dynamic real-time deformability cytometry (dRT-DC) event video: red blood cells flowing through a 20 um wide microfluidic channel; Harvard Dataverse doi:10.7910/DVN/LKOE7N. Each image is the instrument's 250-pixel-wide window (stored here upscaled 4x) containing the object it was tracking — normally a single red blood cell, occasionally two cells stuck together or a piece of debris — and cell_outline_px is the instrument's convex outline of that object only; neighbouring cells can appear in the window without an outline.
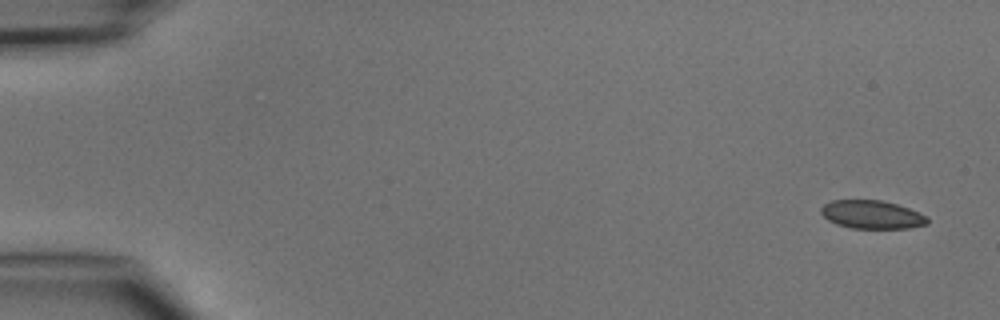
{"species": "common noctule bat (a hibernating species)", "species_latin": "Nyctalus noctula", "temperature_condition": "cold", "stored_images_in_passage": 6, "camera_frame_rate_fps": 3000, "um_per_image_px": 0.085, "animal": {"sex": "male", "body_mass_g": 15.6}, "frame": {"image": 1, "passage_image": 1, "time_ms": 0.0, "image_size_px": [1000, 320], "cell_outline_px": [[928, 224], [908, 228], [852, 228], [836, 224], [828, 220], [820, 212], [820, 208], [824, 204], [832, 200], [880, 200], [896, 204], [908, 208], [928, 216]], "centroid_in_image_um": [74.1, 18.24], "position_along_channel_um": 10.9, "area_um2": 17.51}}
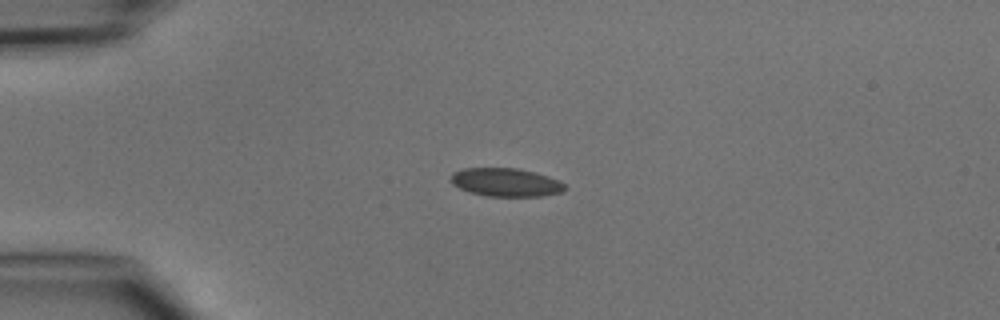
{"frame": {"image": 2, "passage_image": 4, "time_ms": 3.333, "image_size_px": [1000, 320], "cell_outline_px": [[564, 188], [560, 192], [540, 196], [488, 196], [468, 192], [452, 184], [448, 180], [452, 172], [464, 168], [516, 168], [548, 176], [560, 180], [564, 184]], "centroid_in_image_um": [42.92, 15.49], "position_along_channel_um": 42.1, "area_um2": 18.79}}